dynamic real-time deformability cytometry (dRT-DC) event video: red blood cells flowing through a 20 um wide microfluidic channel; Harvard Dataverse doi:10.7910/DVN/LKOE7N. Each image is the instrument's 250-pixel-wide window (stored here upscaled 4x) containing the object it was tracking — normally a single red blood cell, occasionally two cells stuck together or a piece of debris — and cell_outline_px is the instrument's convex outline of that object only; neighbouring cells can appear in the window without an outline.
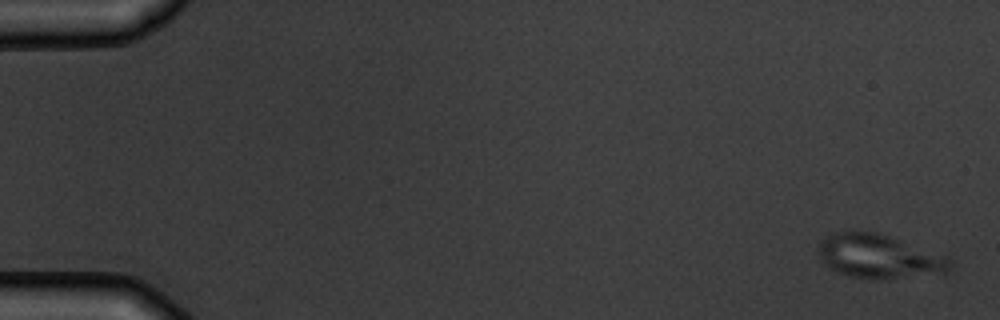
{"species": "common noctule bat (a hibernating species)", "species_latin": "Nyctalus noctula", "temperature_condition": "warm", "stored_images_in_passage": 5, "camera_frame_rate_fps": 3000, "um_per_image_px": 0.085, "animal": {"sex": "male", "body_mass_g": 19.5, "forearm_length_mm": 54.6}, "frame": {"image": 1, "passage_image": 1, "time_ms": 0.0, "image_size_px": [1000, 320], "cell_outline_px": [[952, 268], [948, 272], [880, 280], [872, 280], [848, 276], [836, 272], [828, 268], [824, 264], [820, 256], [820, 240], [824, 236], [832, 232], [876, 232], [888, 236], [948, 260], [952, 264]], "centroid_in_image_um": [74.58, 21.83], "position_along_channel_um": 10.4, "area_um2": 32.83}}